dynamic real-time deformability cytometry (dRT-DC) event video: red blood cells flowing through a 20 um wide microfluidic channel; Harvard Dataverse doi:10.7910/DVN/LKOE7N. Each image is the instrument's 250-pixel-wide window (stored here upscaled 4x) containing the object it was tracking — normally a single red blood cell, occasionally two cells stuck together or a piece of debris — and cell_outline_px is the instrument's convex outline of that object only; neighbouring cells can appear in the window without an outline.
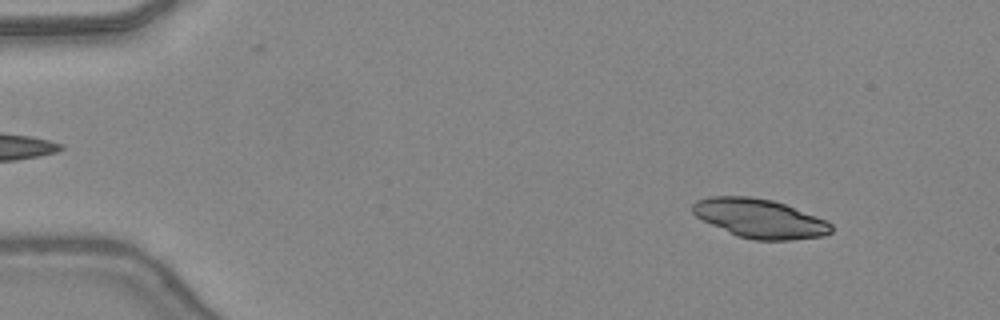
{"species": "common noctule bat (a hibernating species)", "species_latin": "Nyctalus noctula", "temperature_condition": "warm", "stored_images_in_passage": 46, "camera_frame_rate_fps": 3000, "um_per_image_px": 0.085, "animal": {"sex": "female", "body_mass_g": 24.6, "forearm_length_mm": 56.2}, "frame": {"image": 1, "passage_image": 5, "time_ms": 1.333, "image_size_px": [1000, 320], "cell_outline_px": [[832, 232], [824, 236], [792, 240], [752, 240], [736, 236], [696, 216], [692, 212], [692, 204], [696, 200], [708, 196], [748, 196], [772, 200], [784, 204], [828, 220], [832, 224]], "centroid_in_image_um": [64.59, 18.57], "position_along_channel_um": 20.4, "area_um2": 31.62}}